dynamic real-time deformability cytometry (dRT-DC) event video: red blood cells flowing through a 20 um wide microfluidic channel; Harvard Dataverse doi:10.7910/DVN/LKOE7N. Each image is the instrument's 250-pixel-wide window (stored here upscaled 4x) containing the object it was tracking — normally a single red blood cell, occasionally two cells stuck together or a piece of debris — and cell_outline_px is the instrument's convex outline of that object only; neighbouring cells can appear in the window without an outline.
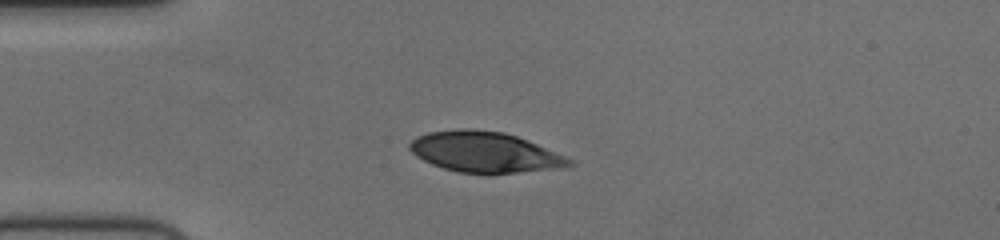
{"species": "human", "species_latin": "Homo sapiens", "temperature_condition": "cold", "stored_images_in_passage": 42, "camera_frame_rate_fps": 3000, "um_per_image_px": 0.085, "donor": {"sex": "female"}, "frame": {"image": 1, "passage_image": 1, "time_ms": 0.0, "image_size_px": [1000, 240], "cell_outline_px": [[576, 164], [568, 168], [516, 172], [460, 172], [444, 168], [432, 164], [416, 156], [408, 148], [408, 144], [416, 136], [428, 132], [504, 132], [516, 136], [536, 144], [564, 156], [572, 160]], "centroid_in_image_um": [41.25, 12.97], "position_along_channel_um": 43.7, "area_um2": 36.18}}
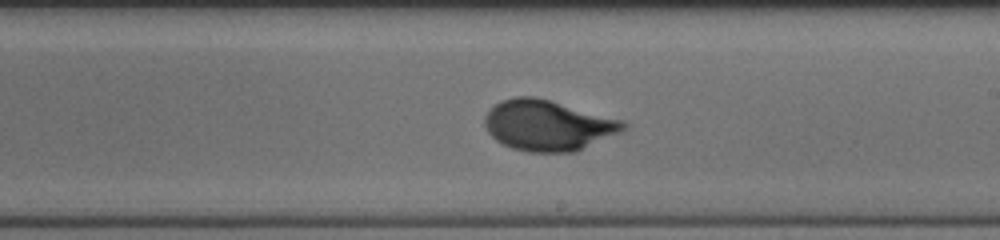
{"frame": {"image": 2, "passage_image": 19, "time_ms": 6.0, "image_size_px": [1000, 240], "cell_outline_px": [[628, 128], [624, 132], [576, 152], [528, 152], [512, 148], [496, 140], [488, 132], [484, 124], [484, 116], [500, 100], [516, 96], [532, 96], [548, 100], [624, 120], [628, 124]], "centroid_in_image_um": [46.63, 10.67], "position_along_channel_um": 242.4, "area_um2": 41.1}}
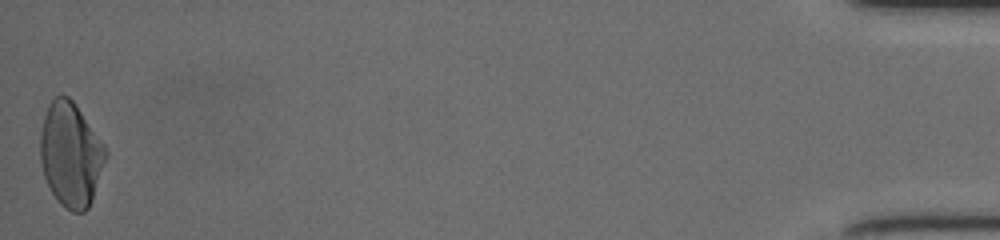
{"frame": {"image": 3, "passage_image": 42, "time_ms": 13.667, "image_size_px": [1000, 240], "cell_outline_px": [[108, 156], [92, 200], [88, 208], [84, 212], [72, 212], [64, 208], [56, 200], [44, 176], [40, 160], [40, 136], [44, 116], [48, 104], [56, 96], [68, 96], [76, 104], [104, 144], [108, 152]], "centroid_in_image_um": [6.02, 13.15], "position_along_channel_um": 429.2, "area_um2": 39.94}, "authors_computed_cell_mechanics": {"area_um2": 39.015, "velocity_mm_per_s": 3.7078, "shape_relaxation_time_tau1_ms": 4.1646, "shape_relaxation_time_tau2_ms": null, "deformation_change_tau1": 0.1884, "deformation_change_tau2": null}}